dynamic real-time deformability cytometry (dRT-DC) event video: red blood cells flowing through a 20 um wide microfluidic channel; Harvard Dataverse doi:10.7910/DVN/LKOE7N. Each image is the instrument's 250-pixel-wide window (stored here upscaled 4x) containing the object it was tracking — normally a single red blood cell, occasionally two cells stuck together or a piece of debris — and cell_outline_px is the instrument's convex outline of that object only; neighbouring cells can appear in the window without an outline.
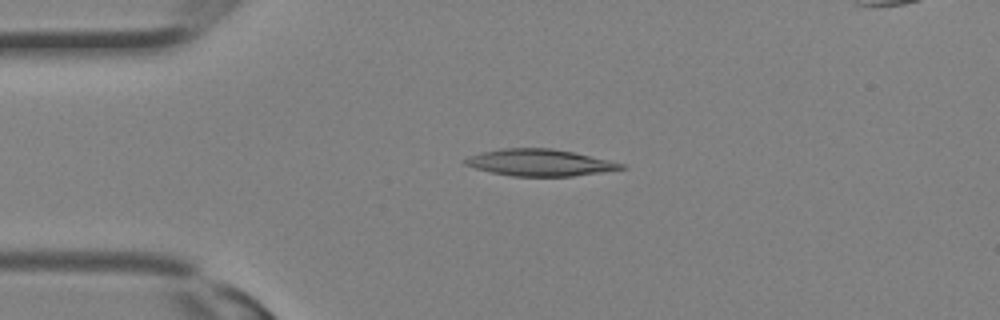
{"species": "Egyptian fruit bat (a non-hibernating species)", "species_latin": "Rousettus aegyptiacus", "temperature_condition": "room temperature", "stored_images_in_passage": 11, "camera_frame_rate_fps": 3000, "um_per_image_px": 0.085, "animal": {"sex": "female"}, "frame": {"image": 1, "passage_image": 7, "time_ms": 2.0, "image_size_px": [1000, 320], "cell_outline_px": [[628, 168], [572, 176], [512, 176], [492, 172], [476, 168], [464, 164], [460, 160], [468, 156], [480, 152], [500, 148], [552, 148], [572, 152], [608, 160], [624, 164]], "centroid_in_image_um": [45.82, 13.81], "position_along_channel_um": 39.2, "area_um2": 24.22}}
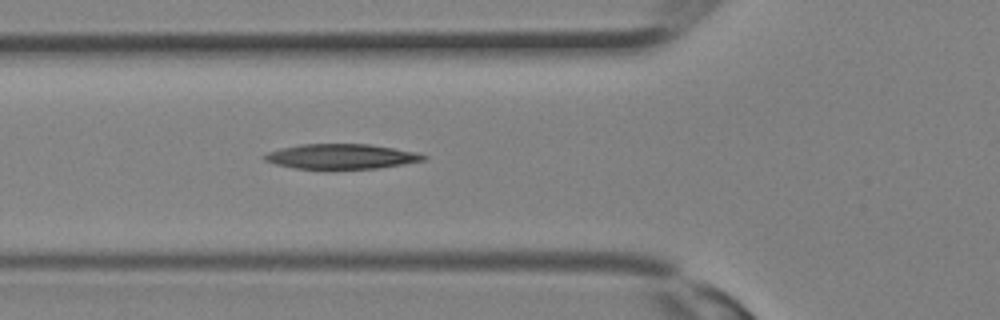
{"frame": {"image": 2, "passage_image": 11, "time_ms": 3.333, "image_size_px": [1000, 320], "cell_outline_px": [[428, 160], [404, 164], [376, 168], [296, 168], [276, 164], [264, 160], [260, 156], [268, 152], [280, 148], [300, 144], [368, 144], [416, 152], [428, 156]], "centroid_in_image_um": [29.01, 13.29], "position_along_channel_um": 96.8, "area_um2": 22.95}}